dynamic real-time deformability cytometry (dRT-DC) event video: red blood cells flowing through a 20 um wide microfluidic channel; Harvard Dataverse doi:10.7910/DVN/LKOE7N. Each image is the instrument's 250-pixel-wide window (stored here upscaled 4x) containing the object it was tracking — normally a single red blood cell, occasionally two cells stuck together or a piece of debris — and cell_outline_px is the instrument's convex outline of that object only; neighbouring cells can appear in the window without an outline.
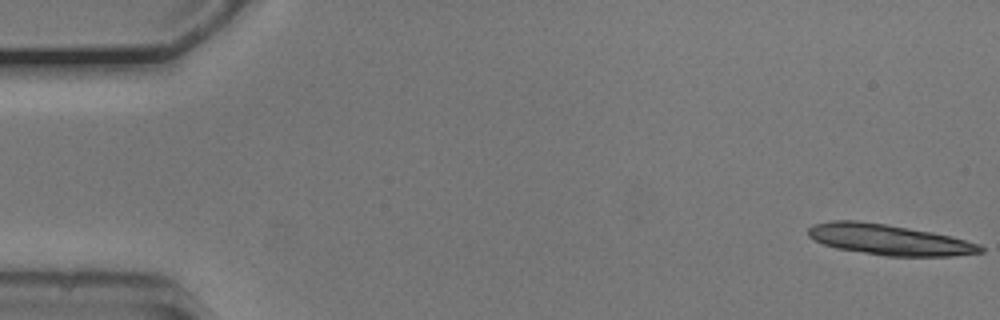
{"species": "common noctule bat (a hibernating species)", "species_latin": "Nyctalus noctula", "temperature_condition": "cold", "stored_images_in_passage": 14, "camera_frame_rate_fps": 3000, "um_per_image_px": 0.085, "animal": {"sex": "male", "body_mass_g": 20.5, "forearm_length_mm": 52.5}, "frame": {"image": 1, "passage_image": 1, "time_ms": 0.0, "image_size_px": [1000, 320], "cell_outline_px": [[984, 252], [952, 256], [888, 256], [836, 248], [824, 244], [808, 236], [808, 228], [812, 224], [832, 220], [856, 220], [884, 224], [932, 232], [952, 236], [980, 244], [984, 248]], "centroid_in_image_um": [75.58, 20.37], "position_along_channel_um": 9.4, "area_um2": 30.63}}